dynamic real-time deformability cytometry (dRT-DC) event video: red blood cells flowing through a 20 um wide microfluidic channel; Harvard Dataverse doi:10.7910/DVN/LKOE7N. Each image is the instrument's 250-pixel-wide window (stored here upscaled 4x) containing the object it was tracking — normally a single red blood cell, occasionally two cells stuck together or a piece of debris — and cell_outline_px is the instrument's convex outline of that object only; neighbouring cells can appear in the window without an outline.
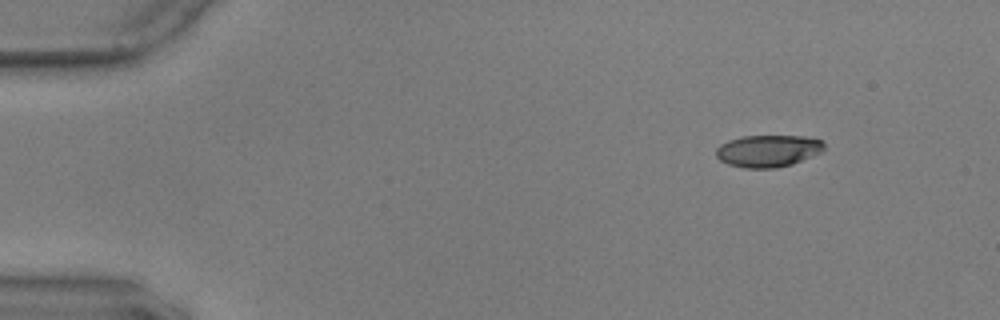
{"species": "common noctule bat (a hibernating species)", "species_latin": "Nyctalus noctula", "temperature_condition": "warm", "stored_images_in_passage": 51, "camera_frame_rate_fps": 3000, "um_per_image_px": 0.085, "animal": {"sex": "male", "body_mass_g": 17.9, "forearm_length_mm": 54.2}, "frame": {"image": 1, "passage_image": 1, "time_ms": 0.0, "image_size_px": [1000, 320], "cell_outline_px": [[824, 148], [820, 152], [792, 164], [776, 168], [744, 168], [728, 164], [720, 160], [716, 156], [716, 148], [720, 144], [728, 140], [744, 136], [804, 136], [820, 140], [824, 144]], "centroid_in_image_um": [65.24, 12.82], "position_along_channel_um": 19.8, "area_um2": 20.06}}
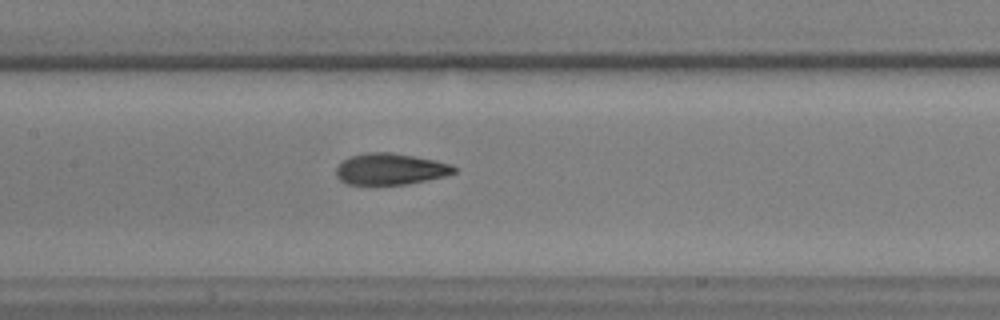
{"frame": {"image": 2, "passage_image": 22, "time_ms": 7.0, "image_size_px": [1000, 320], "cell_outline_px": [[456, 172], [444, 176], [408, 184], [344, 184], [336, 176], [336, 168], [344, 160], [352, 156], [368, 152], [392, 152], [436, 160], [452, 164], [456, 168]], "centroid_in_image_um": [33.19, 14.36], "position_along_channel_um": 174.2, "area_um2": 21.5}}
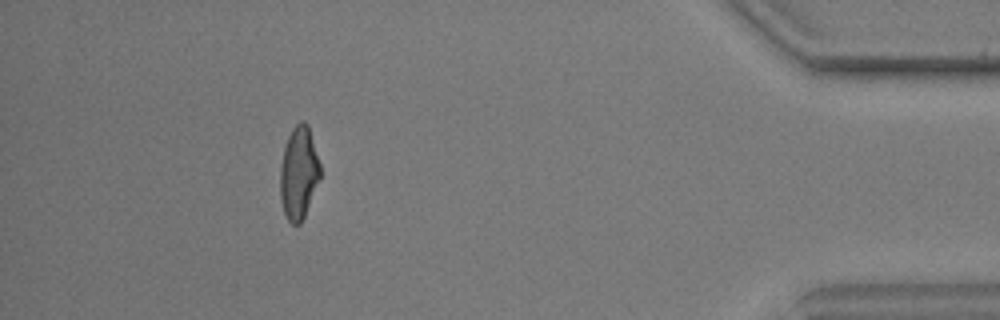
{"frame": {"image": 3, "passage_image": 46, "time_ms": 15.0, "image_size_px": [1000, 320], "cell_outline_px": [[320, 180], [304, 216], [300, 224], [292, 224], [288, 220], [284, 212], [280, 200], [280, 168], [284, 148], [288, 136], [292, 128], [300, 120], [304, 120], [308, 124], [320, 164]], "centroid_in_image_um": [25.39, 14.68], "position_along_channel_um": 409.8, "area_um2": 21.68}, "authors_computed_cell_mechanics": {"area_um2": 21.675, "velocity_mm_per_s": 3.5809, "shape_relaxation_time_tau1_ms": 4.2828, "shape_relaxation_time_tau2_ms": 1.6581, "deformation_change_tau1": 0.2088, "deformation_change_tau2": 0.086}}